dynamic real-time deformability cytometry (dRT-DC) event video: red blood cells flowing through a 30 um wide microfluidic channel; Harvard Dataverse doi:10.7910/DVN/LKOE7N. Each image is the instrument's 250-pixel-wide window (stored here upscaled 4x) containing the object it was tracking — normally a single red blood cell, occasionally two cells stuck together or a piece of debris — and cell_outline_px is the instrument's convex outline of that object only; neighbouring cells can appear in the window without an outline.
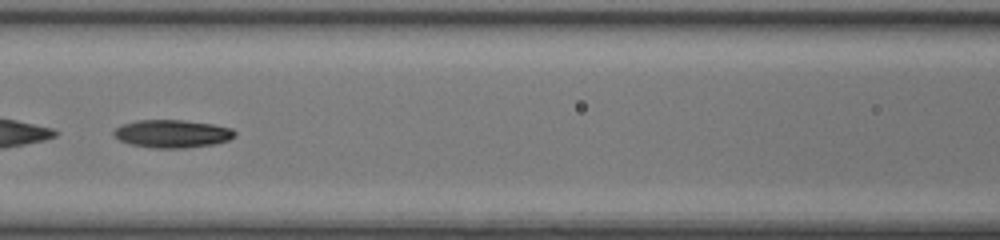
{"species": "common noctule bat (a hibernating species)", "species_latin": "Nyctalus noctula", "temperature_condition": "room temperature", "stored_images_in_passage": 45, "camera_frame_rate_fps": 3000, "um_per_image_px": 0.085, "animal": {"sex": "female", "body_mass_g": 17.0, "forearm_length_mm": 48.0}, "frame": {"image": 1, "passage_image": 20, "time_ms": 6.333, "image_size_px": [1000, 240], "cell_outline_px": [[236, 136], [228, 140], [216, 144], [184, 148], [152, 148], [128, 144], [112, 136], [112, 132], [120, 124], [136, 120], [184, 120], [212, 124], [232, 128], [236, 132]], "centroid_in_image_um": [14.61, 11.37], "position_along_channel_um": 152.0, "area_um2": 20.0}}
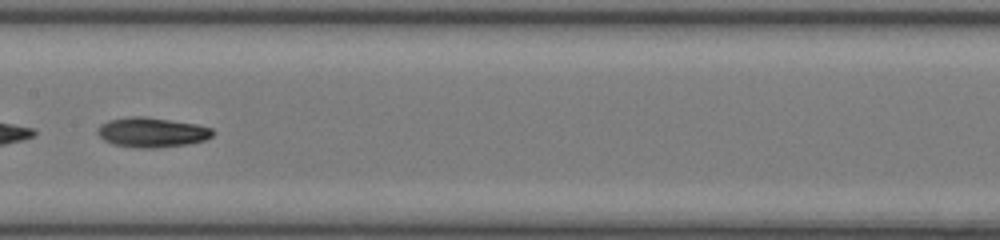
{"frame": {"image": 2, "passage_image": 23, "time_ms": 7.333, "image_size_px": [1000, 240], "cell_outline_px": [[216, 132], [212, 136], [204, 140], [188, 144], [156, 148], [136, 148], [112, 144], [104, 140], [96, 132], [96, 128], [100, 124], [108, 120], [132, 116], [148, 116], [196, 124], [212, 128]], "centroid_in_image_um": [12.89, 11.24], "position_along_channel_um": 194.5, "area_um2": 20.29}, "authors_computed_cell_mechanics": {"area_um2": 20.1144, "velocity_mm_per_s": 4.261, "shape_relaxation_time_tau1_ms": 4.8468, "shape_relaxation_time_tau2_ms": null, "deformation_change_tau1": 0.1902, "deformation_change_tau2": null}}